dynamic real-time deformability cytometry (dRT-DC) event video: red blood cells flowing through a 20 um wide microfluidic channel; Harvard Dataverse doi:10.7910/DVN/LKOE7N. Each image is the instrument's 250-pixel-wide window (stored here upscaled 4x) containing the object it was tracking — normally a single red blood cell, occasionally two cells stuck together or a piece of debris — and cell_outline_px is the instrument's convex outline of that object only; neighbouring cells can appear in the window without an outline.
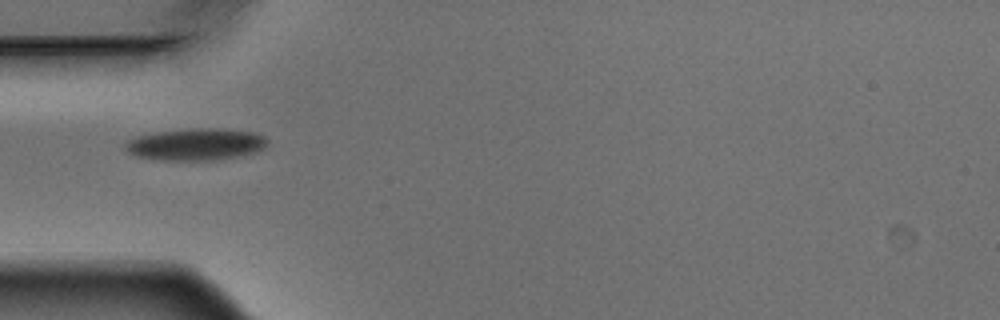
{"species": "Egyptian fruit bat (a non-hibernating species)", "species_latin": "Rousettus aegyptiacus", "temperature_condition": "warm", "stored_images_in_passage": 1, "camera_frame_rate_fps": 3000, "um_per_image_px": 0.085, "animal": {"sex": "male"}, "frame": {"image": 1, "passage_image": 1, "time_ms": 0.0, "image_size_px": [1000, 320], "cell_outline_px": [[268, 144], [264, 148], [256, 152], [236, 156], [212, 160], [164, 160], [136, 156], [128, 152], [124, 148], [124, 144], [128, 140], [136, 136], [156, 132], [192, 128], [224, 128], [252, 132], [264, 136], [268, 140]], "centroid_in_image_um": [16.64, 12.26], "position_along_channel_um": 68.4, "area_um2": 26.47}}